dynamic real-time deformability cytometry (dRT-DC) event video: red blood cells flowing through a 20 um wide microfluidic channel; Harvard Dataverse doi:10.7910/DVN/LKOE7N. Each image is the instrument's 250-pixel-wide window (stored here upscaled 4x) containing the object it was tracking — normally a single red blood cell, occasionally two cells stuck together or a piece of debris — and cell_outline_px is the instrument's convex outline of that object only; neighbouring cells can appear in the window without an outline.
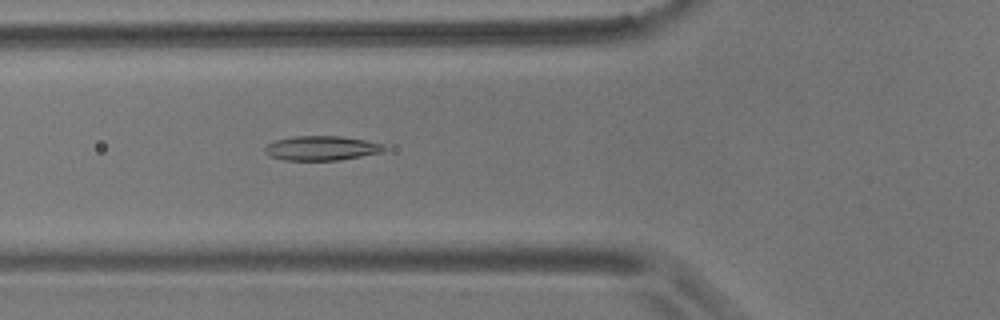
{"species": "common noctule bat (a hibernating species)", "species_latin": "Nyctalus noctula", "temperature_condition": "room temperature", "stored_images_in_passage": 21, "camera_frame_rate_fps": 3000, "um_per_image_px": 0.085, "animal": {"sex": "male", "body_mass_g": 17.9}, "frame": {"image": 1, "passage_image": 5, "time_ms": 1.333, "image_size_px": [1000, 320], "cell_outline_px": [[384, 152], [340, 160], [284, 160], [268, 156], [264, 152], [264, 148], [268, 144], [276, 140], [292, 136], [340, 136], [364, 140], [380, 144], [384, 148]], "centroid_in_image_um": [27.28, 12.6], "position_along_channel_um": 98.5, "area_um2": 16.94}}
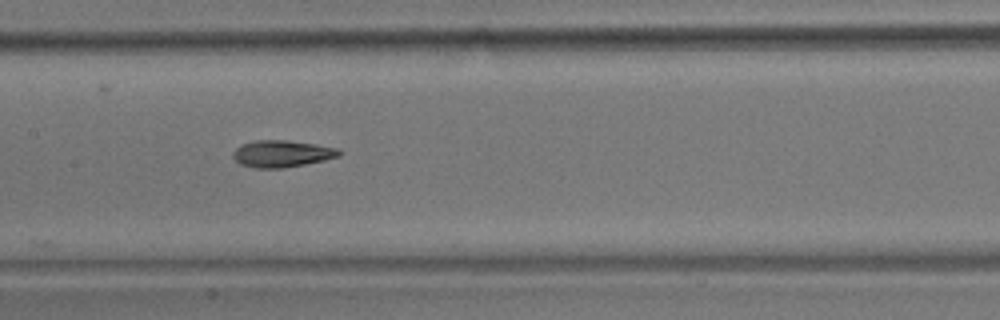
{"frame": {"image": 2, "passage_image": 12, "time_ms": 3.667, "image_size_px": [1000, 320], "cell_outline_px": [[340, 156], [324, 160], [284, 168], [256, 168], [240, 164], [232, 156], [232, 152], [240, 144], [256, 140], [288, 140], [316, 144], [340, 148]], "centroid_in_image_um": [23.95, 13.05], "position_along_channel_um": 183.4, "area_um2": 16.7}}
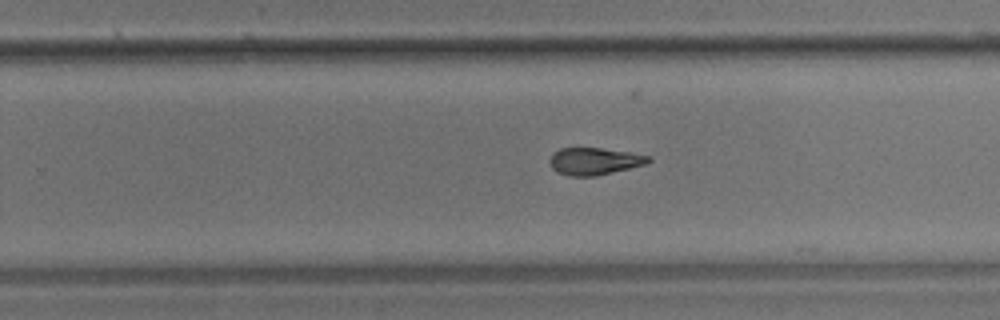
{"frame": {"image": 3, "passage_image": 20, "time_ms": 6.333, "image_size_px": [1000, 320], "cell_outline_px": [[652, 160], [648, 164], [596, 176], [568, 176], [556, 172], [552, 168], [548, 160], [552, 152], [560, 148], [600, 148], [628, 152], [648, 156]], "centroid_in_image_um": [50.48, 13.71], "position_along_channel_um": 279.3, "area_um2": 15.78}}